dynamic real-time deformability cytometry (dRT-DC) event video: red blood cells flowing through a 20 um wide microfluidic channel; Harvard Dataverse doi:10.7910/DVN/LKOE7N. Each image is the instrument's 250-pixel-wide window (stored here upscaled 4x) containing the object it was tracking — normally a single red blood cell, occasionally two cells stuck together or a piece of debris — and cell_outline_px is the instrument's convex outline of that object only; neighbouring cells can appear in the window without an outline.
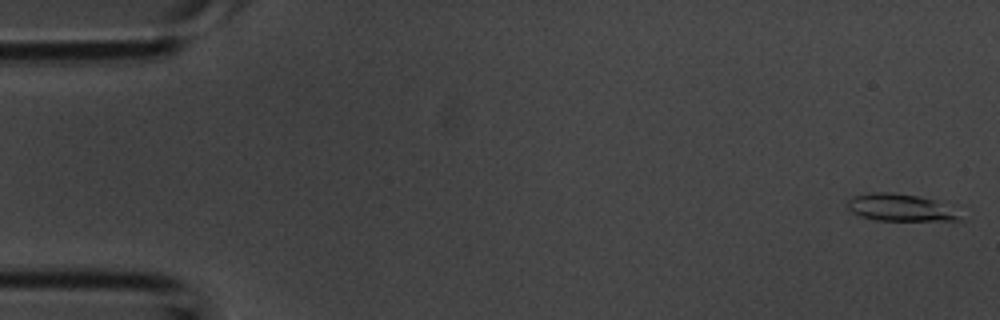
{"species": "common noctule bat (a hibernating species)", "species_latin": "Nyctalus noctula", "temperature_condition": "room temperature", "stored_images_in_passage": 43, "camera_frame_rate_fps": 3000, "um_per_image_px": 0.085, "animal": {"sex": "male", "body_mass_g": 20.1, "forearm_length_mm": 53.5}, "frame": {"image": 1, "passage_image": 1, "time_ms": 0.0, "image_size_px": [1000, 320], "cell_outline_px": [[960, 220], [876, 220], [860, 216], [852, 212], [848, 208], [848, 200], [852, 196], [872, 192], [892, 192], [920, 196], [936, 200], [960, 216]], "centroid_in_image_um": [76.43, 17.63], "position_along_channel_um": 8.6, "area_um2": 17.46}}
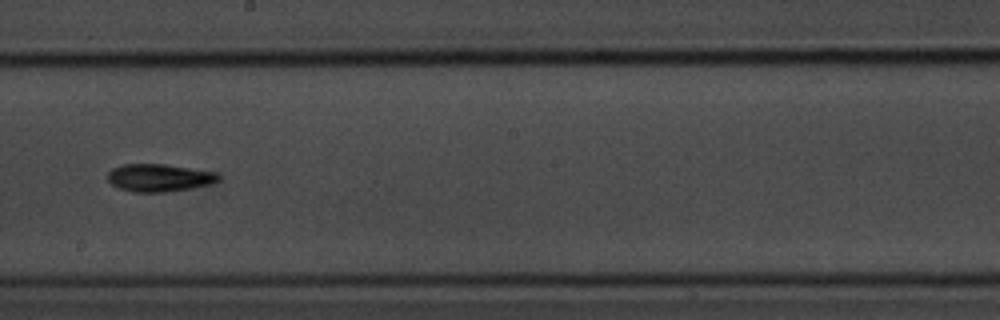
{"frame": {"image": 2, "passage_image": 24, "time_ms": 7.667, "image_size_px": [1000, 320], "cell_outline_px": [[220, 180], [208, 184], [192, 188], [164, 192], [132, 192], [120, 188], [112, 184], [108, 180], [108, 172], [112, 168], [120, 164], [164, 164], [216, 172], [220, 176]], "centroid_in_image_um": [13.51, 15.1], "position_along_channel_um": 234.7, "area_um2": 17.8}}
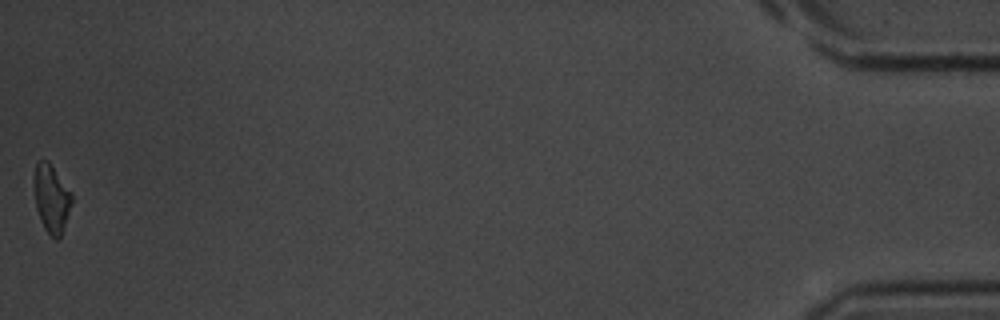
{"frame": {"image": 3, "passage_image": 43, "time_ms": 14.0, "image_size_px": [1000, 320], "cell_outline_px": [[72, 200], [60, 236], [56, 240], [44, 228], [40, 220], [36, 208], [32, 180], [32, 176], [36, 164], [40, 160], [48, 160], [72, 192]], "centroid_in_image_um": [4.33, 16.8], "position_along_channel_um": 430.9, "area_um2": 14.97}}